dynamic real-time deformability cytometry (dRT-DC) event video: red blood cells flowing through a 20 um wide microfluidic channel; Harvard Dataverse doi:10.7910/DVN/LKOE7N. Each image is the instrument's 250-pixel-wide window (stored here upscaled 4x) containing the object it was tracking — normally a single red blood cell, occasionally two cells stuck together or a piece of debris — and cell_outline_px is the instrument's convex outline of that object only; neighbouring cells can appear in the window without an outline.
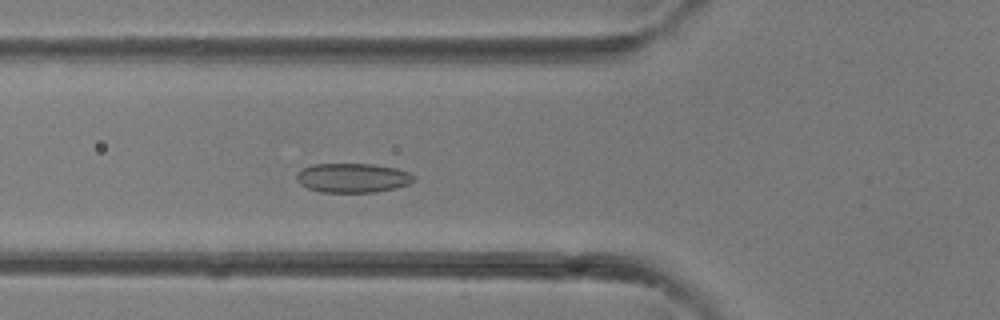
{"species": "common noctule bat (a hibernating species)", "species_latin": "Nyctalus noctula", "temperature_condition": "room temperature", "stored_images_in_passage": 38, "camera_frame_rate_fps": 3000, "um_per_image_px": 0.085, "animal": {"sex": "female"}, "frame": {"image": 1, "passage_image": 13, "time_ms": 4.0, "image_size_px": [1000, 320], "cell_outline_px": [[416, 180], [408, 184], [396, 188], [376, 192], [320, 192], [308, 188], [300, 184], [296, 180], [296, 172], [312, 164], [372, 164], [396, 168], [408, 172], [416, 176]], "centroid_in_image_um": [29.98, 15.12], "position_along_channel_um": 95.8, "area_um2": 20.17}}
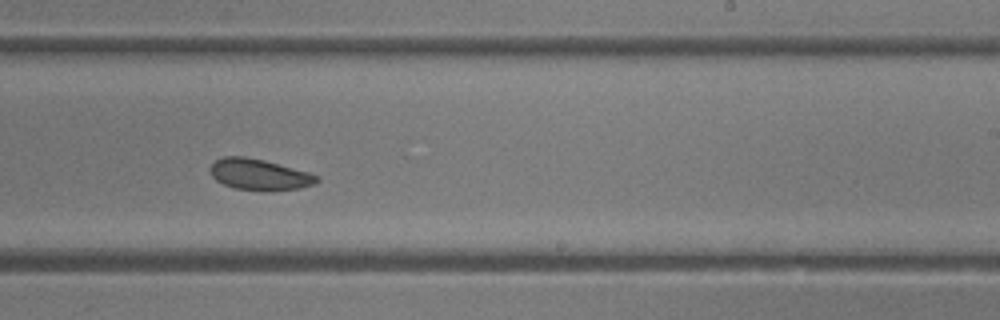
{"frame": {"image": 2, "passage_image": 23, "time_ms": 7.333, "image_size_px": [1000, 320], "cell_outline_px": [[320, 180], [316, 184], [300, 188], [236, 188], [224, 184], [216, 180], [212, 176], [208, 168], [216, 160], [224, 156], [244, 156], [264, 160], [308, 172], [316, 176]], "centroid_in_image_um": [22.0, 14.78], "position_along_channel_um": 267.0, "area_um2": 18.5}}
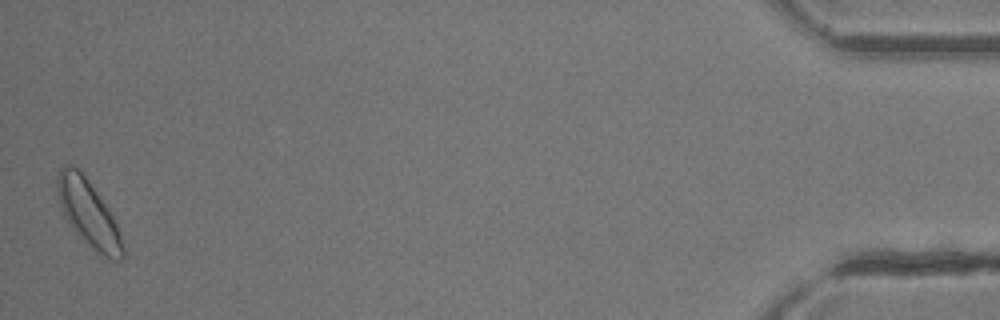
{"frame": {"image": 3, "passage_image": 38, "time_ms": 12.333, "image_size_px": [1000, 320], "cell_outline_px": [[124, 256], [120, 260], [112, 260], [96, 252], [72, 228], [60, 204], [56, 192], [56, 176], [60, 168], [64, 164], [72, 164], [80, 168], [112, 216], [116, 224], [124, 248]], "centroid_in_image_um": [7.48, 18.08], "position_along_channel_um": 427.7, "area_um2": 24.91}}